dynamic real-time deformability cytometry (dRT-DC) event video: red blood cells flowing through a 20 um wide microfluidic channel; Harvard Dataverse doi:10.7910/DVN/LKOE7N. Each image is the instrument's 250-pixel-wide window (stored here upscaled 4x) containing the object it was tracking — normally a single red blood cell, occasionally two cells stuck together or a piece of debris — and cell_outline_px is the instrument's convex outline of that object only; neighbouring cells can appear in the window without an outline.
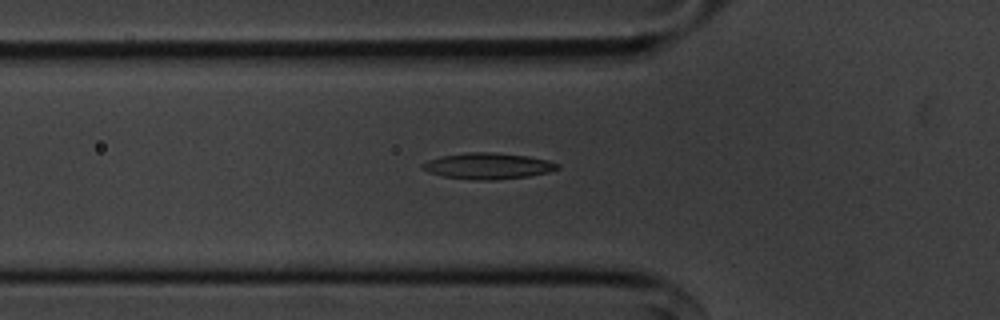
{"species": "common noctule bat (a hibernating species)", "species_latin": "Nyctalus noctula", "temperature_condition": "cold", "stored_images_in_passage": 51, "camera_frame_rate_fps": 3000, "um_per_image_px": 0.085, "animal": {"sex": "male", "body_mass_g": 20.1, "forearm_length_mm": 53.5}, "frame": {"image": 1, "passage_image": 19, "time_ms": 6.0, "image_size_px": [1000, 320], "cell_outline_px": [[560, 168], [548, 172], [528, 176], [492, 180], [472, 180], [444, 176], [428, 172], [420, 168], [420, 164], [428, 160], [440, 156], [468, 152], [492, 152], [528, 156], [548, 160], [560, 164]], "centroid_in_image_um": [41.45, 14.1], "position_along_channel_um": 84.3, "area_um2": 20.63}}
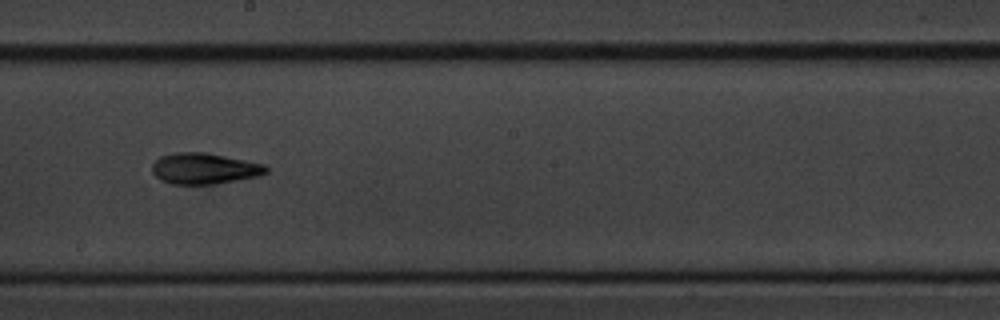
{"frame": {"image": 2, "passage_image": 31, "time_ms": 10.0, "image_size_px": [1000, 320], "cell_outline_px": [[268, 172], [256, 176], [216, 184], [172, 184], [160, 180], [152, 172], [152, 164], [160, 156], [176, 152], [204, 152], [264, 164], [268, 168]], "centroid_in_image_um": [17.33, 14.32], "position_along_channel_um": 230.9, "area_um2": 20.46}}
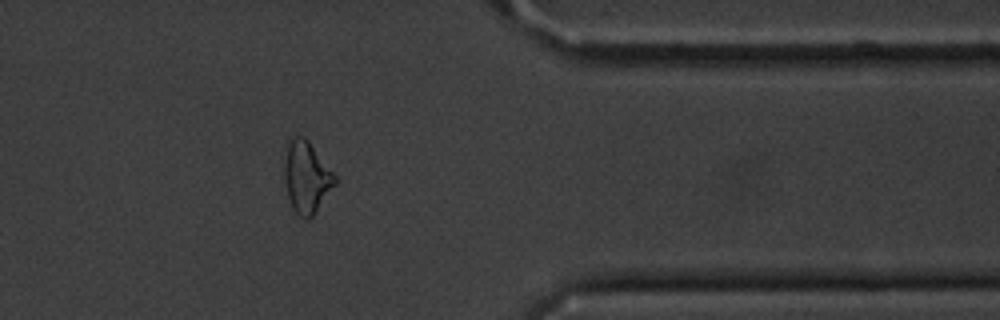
{"frame": {"image": 3, "passage_image": 45, "time_ms": 14.667, "image_size_px": [1000, 320], "cell_outline_px": [[340, 180], [312, 216], [308, 220], [304, 220], [292, 208], [288, 196], [284, 180], [284, 164], [288, 140], [296, 136], [304, 136], [308, 140]], "centroid_in_image_um": [26.08, 15.06], "position_along_channel_um": 385.3, "area_um2": 21.33}, "authors_computed_cell_mechanics": {"area_um2": 19.652, "velocity_mm_per_s": 3.6411, "shape_relaxation_time_tau1_ms": 4.3447, "shape_relaxation_time_tau2_ms": 3.6947, "deformation_change_tau1": 0.1328, "deformation_change_tau2": 0.1313}}